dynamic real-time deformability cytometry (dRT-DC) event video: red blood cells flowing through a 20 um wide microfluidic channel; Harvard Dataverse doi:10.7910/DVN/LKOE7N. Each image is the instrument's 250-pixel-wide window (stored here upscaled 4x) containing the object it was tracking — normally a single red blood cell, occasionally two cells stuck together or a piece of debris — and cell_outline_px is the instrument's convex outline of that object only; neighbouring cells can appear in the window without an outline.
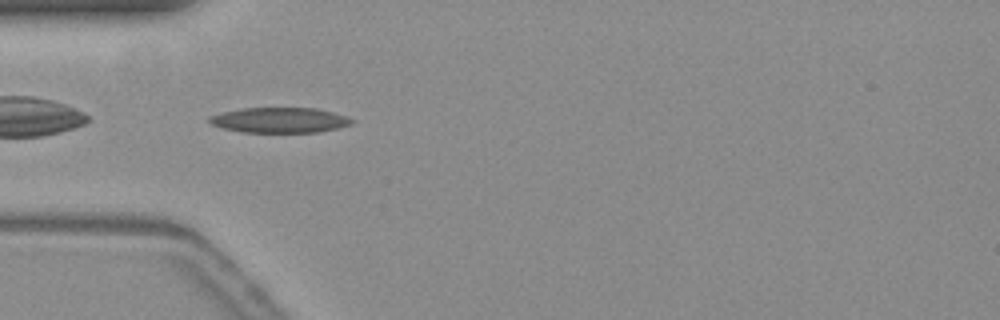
{"species": "common noctule bat (a hibernating species)", "species_latin": "Nyctalus noctula", "temperature_condition": "warm", "stored_images_in_passage": 39, "camera_frame_rate_fps": 3000, "um_per_image_px": 0.085, "animal": {"sex": "female", "body_mass_g": 19.3, "forearm_length_mm": 54.1}, "frame": {"image": 1, "passage_image": 1, "time_ms": 0.0, "image_size_px": [1000, 320], "cell_outline_px": [[356, 120], [352, 124], [320, 132], [240, 132], [208, 124], [208, 116], [240, 108], [316, 108], [332, 112]], "centroid_in_image_um": [23.74, 10.21], "position_along_channel_um": 61.3, "area_um2": 20.98}}
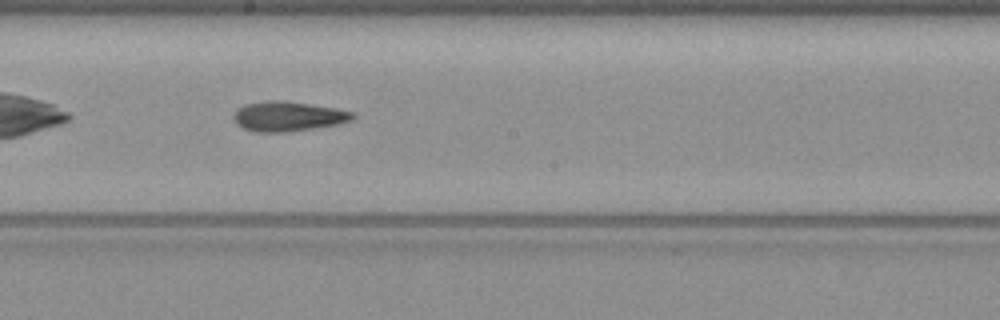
{"frame": {"image": 2, "passage_image": 14, "time_ms": 4.333, "image_size_px": [1000, 320], "cell_outline_px": [[356, 116], [352, 120], [340, 124], [288, 132], [252, 132], [236, 124], [236, 112], [244, 104], [268, 100], [280, 100], [336, 108], [352, 112]], "centroid_in_image_um": [24.52, 9.9], "position_along_channel_um": 223.7, "area_um2": 20.52}}
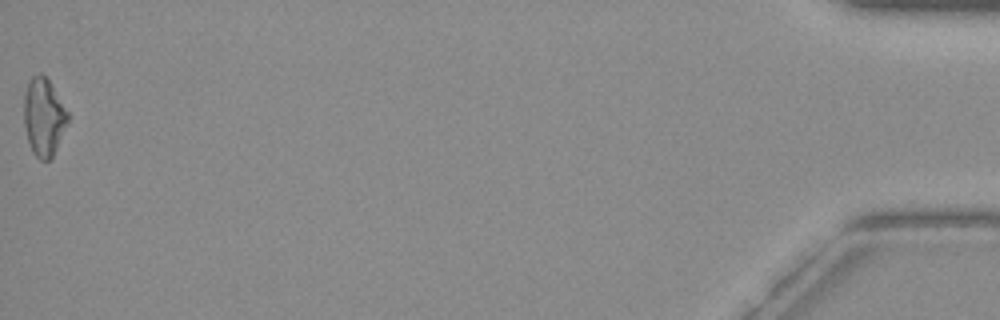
{"frame": {"image": 3, "passage_image": 39, "time_ms": 12.667, "image_size_px": [1000, 320], "cell_outline_px": [[68, 120], [56, 148], [52, 156], [48, 160], [40, 160], [32, 152], [28, 140], [24, 124], [24, 96], [28, 84], [32, 76], [40, 72], [48, 80], [68, 112]], "centroid_in_image_um": [3.7, 9.95], "position_along_channel_um": 431.5, "area_um2": 19.42}, "authors_computed_cell_mechanics": {"area_um2": 19.941, "velocity_mm_per_s": 3.7768, "shape_relaxation_time_tau1_ms": null, "shape_relaxation_time_tau2_ms": 6.7797, "deformation_change_tau1": null, "deformation_change_tau2": 0.1964}}